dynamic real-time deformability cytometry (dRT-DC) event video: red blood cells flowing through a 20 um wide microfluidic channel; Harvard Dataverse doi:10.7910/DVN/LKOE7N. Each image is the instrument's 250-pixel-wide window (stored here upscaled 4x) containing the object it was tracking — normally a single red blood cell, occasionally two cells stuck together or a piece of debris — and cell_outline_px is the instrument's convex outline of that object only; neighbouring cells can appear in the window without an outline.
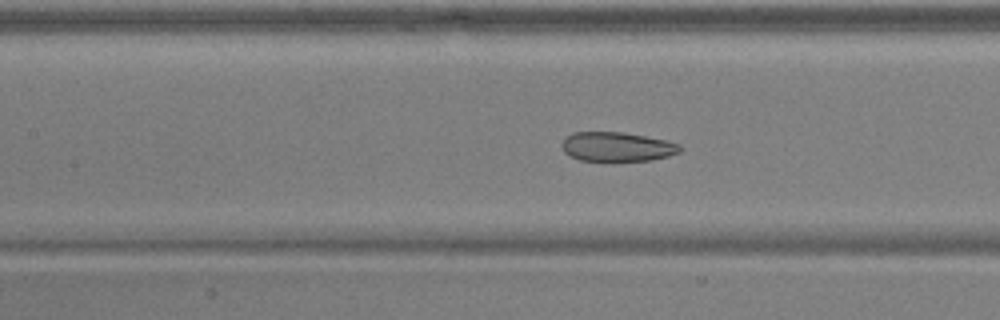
{"species": "common noctule bat (a hibernating species)", "species_latin": "Nyctalus noctula", "temperature_condition": "warm", "stored_images_in_passage": 52, "camera_frame_rate_fps": 3000, "um_per_image_px": 0.085, "animal": {"sex": "male", "body_mass_g": 17.9, "forearm_length_mm": 54.2}, "frame": {"image": 1, "passage_image": 24, "time_ms": 7.667, "image_size_px": [1000, 320], "cell_outline_px": [[684, 148], [680, 152], [668, 156], [652, 160], [612, 164], [580, 160], [564, 152], [560, 144], [572, 132], [620, 132], [644, 136], [664, 140], [680, 144]], "centroid_in_image_um": [52.45, 12.53], "position_along_channel_um": 154.9, "area_um2": 20.98}}
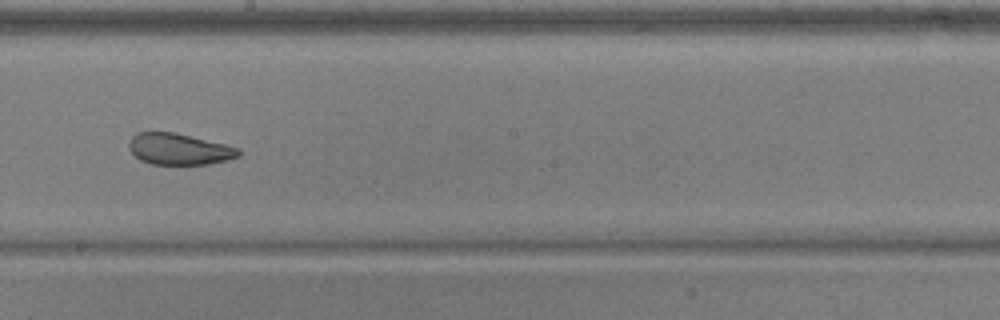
{"frame": {"image": 2, "passage_image": 30, "time_ms": 9.667, "image_size_px": [1000, 320], "cell_outline_px": [[240, 156], [228, 160], [208, 164], [152, 164], [140, 160], [128, 148], [128, 144], [132, 136], [136, 132], [176, 132], [240, 148]], "centroid_in_image_um": [15.22, 12.67], "position_along_channel_um": 233.0, "area_um2": 20.06}}
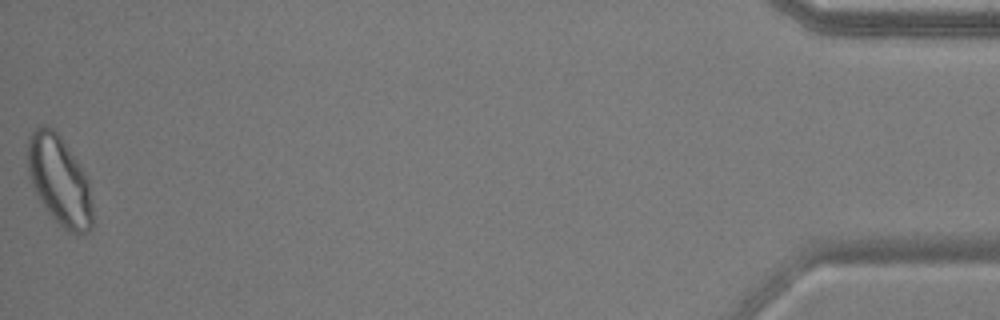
{"frame": {"image": 3, "passage_image": 52, "time_ms": 17.0, "image_size_px": [1000, 320], "cell_outline_px": [[92, 228], [88, 232], [76, 236], [68, 232], [48, 212], [40, 200], [28, 176], [28, 140], [32, 132], [36, 128], [52, 128], [60, 136], [76, 160], [88, 180], [92, 204]], "centroid_in_image_um": [5.06, 15.41], "position_along_channel_um": 430.1, "area_um2": 33.23}, "authors_computed_cell_mechanics": {"area_um2": 25.5187, "velocity_mm_per_s": 3.9261, "shape_relaxation_time_tau1_ms": 8.3259, "shape_relaxation_time_tau2_ms": 2.3949, "deformation_change_tau1": 0.1763, "deformation_change_tau2": 0.0963}}